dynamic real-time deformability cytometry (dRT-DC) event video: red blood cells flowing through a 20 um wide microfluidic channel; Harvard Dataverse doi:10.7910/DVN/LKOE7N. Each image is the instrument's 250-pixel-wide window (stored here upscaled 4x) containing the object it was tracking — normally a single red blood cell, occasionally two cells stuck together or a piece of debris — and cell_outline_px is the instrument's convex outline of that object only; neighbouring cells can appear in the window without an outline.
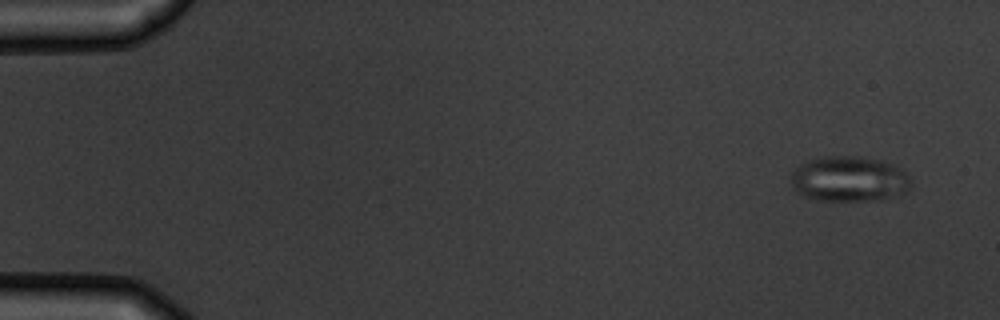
{"species": "common noctule bat (a hibernating species)", "species_latin": "Nyctalus noctula", "temperature_condition": "warm", "stored_images_in_passage": 5, "camera_frame_rate_fps": 3000, "um_per_image_px": 0.085, "animal": {"sex": "male", "body_mass_g": 19.5, "forearm_length_mm": 54.6}, "frame": {"image": 1, "passage_image": 1, "time_ms": 0.0, "image_size_px": [1000, 320], "cell_outline_px": [[912, 188], [904, 192], [864, 200], [816, 200], [804, 196], [792, 188], [792, 172], [800, 164], [808, 160], [824, 156], [860, 156], [880, 160], [892, 164], [900, 168], [912, 180]], "centroid_in_image_um": [72.14, 15.18], "position_along_channel_um": 12.9, "area_um2": 31.33}}